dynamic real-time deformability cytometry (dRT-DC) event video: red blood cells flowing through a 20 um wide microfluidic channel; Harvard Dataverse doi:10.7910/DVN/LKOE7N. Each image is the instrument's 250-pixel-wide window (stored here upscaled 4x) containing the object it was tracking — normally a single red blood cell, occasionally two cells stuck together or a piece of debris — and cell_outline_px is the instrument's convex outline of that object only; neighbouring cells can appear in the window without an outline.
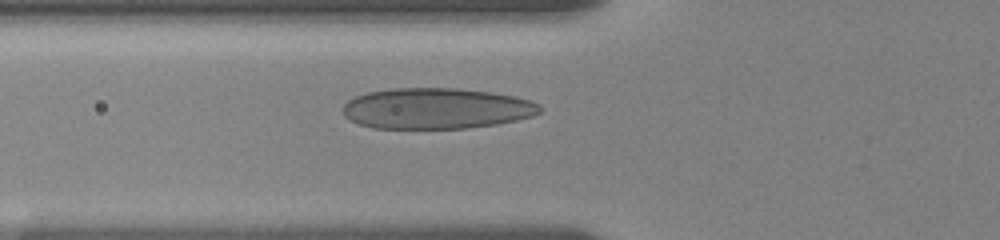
{"species": "human", "species_latin": "Homo sapiens", "temperature_condition": "room temperature", "stored_images_in_passage": 2, "camera_frame_rate_fps": 3000, "um_per_image_px": 0.085, "donor": {"sex": "female"}, "frame": {"image": 1, "passage_image": 2, "time_ms": 0.667, "image_size_px": [1000, 240], "cell_outline_px": [[544, 108], [540, 112], [532, 116], [516, 120], [496, 124], [468, 128], [372, 128], [360, 124], [344, 116], [344, 104], [348, 100], [356, 96], [368, 92], [392, 88], [456, 88], [492, 92], [512, 96], [528, 100], [540, 104]], "centroid_in_image_um": [37.1, 9.21], "position_along_channel_um": 88.7, "area_um2": 46.82}}